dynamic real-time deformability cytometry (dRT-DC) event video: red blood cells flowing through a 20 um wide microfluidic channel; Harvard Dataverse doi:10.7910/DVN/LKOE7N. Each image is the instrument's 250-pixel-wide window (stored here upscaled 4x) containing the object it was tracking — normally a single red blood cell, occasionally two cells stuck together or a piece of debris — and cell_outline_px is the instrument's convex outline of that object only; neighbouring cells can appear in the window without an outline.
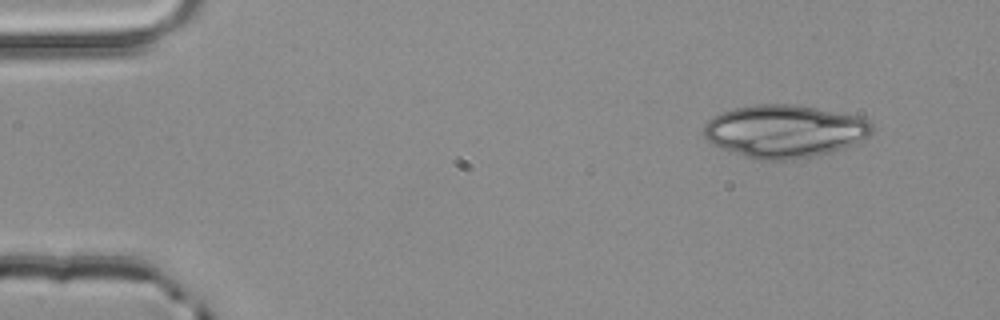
{"species": "common noctule bat (a hibernating species)", "species_latin": "Nyctalus noctula", "temperature_condition": "room temperature", "stored_images_in_passage": 2, "camera_frame_rate_fps": 3000, "um_per_image_px": 0.085, "animal": {"sex": "male", "body_mass_g": 20.4}, "frame": {"image": 1, "passage_image": 1, "time_ms": 0.0, "image_size_px": [1000, 320], "cell_outline_px": [[872, 132], [868, 136], [844, 148], [832, 152], [812, 156], [784, 160], [756, 160], [720, 148], [712, 144], [704, 136], [704, 124], [712, 116], [732, 108], [752, 104], [792, 104], [816, 108], [860, 116], [868, 120], [872, 124]], "centroid_in_image_um": [66.65, 11.14], "position_along_channel_um": 18.3, "area_um2": 51.85}}